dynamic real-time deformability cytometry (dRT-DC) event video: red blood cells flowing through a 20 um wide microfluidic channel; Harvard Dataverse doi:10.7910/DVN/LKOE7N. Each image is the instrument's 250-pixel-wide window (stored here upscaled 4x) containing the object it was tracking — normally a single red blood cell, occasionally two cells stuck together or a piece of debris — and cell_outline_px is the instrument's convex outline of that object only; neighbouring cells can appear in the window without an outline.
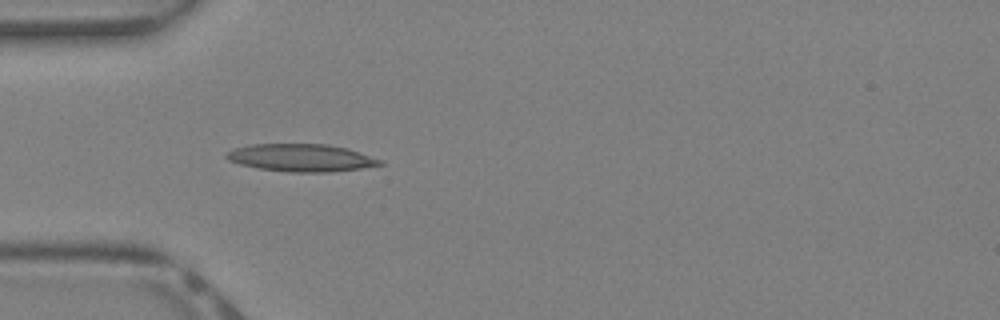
{"species": "Egyptian fruit bat (a non-hibernating species)", "species_latin": "Rousettus aegyptiacus", "temperature_condition": "warm", "stored_images_in_passage": 29, "camera_frame_rate_fps": 3000, "um_per_image_px": 0.085, "animal": {"sex": "female"}, "frame": {"image": 1, "passage_image": 1, "time_ms": 0.0, "image_size_px": [1000, 320], "cell_outline_px": [[384, 164], [360, 168], [332, 172], [288, 172], [260, 168], [240, 164], [228, 160], [224, 156], [228, 152], [236, 148], [248, 144], [328, 144], [348, 148], [384, 160]], "centroid_in_image_um": [25.64, 13.4], "position_along_channel_um": 59.4, "area_um2": 24.68}}
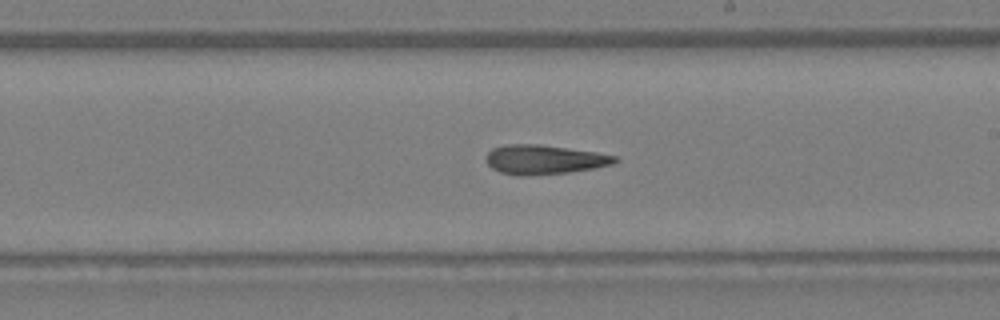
{"frame": {"image": 2, "passage_image": 12, "time_ms": 3.667, "image_size_px": [1000, 320], "cell_outline_px": [[620, 160], [612, 164], [596, 168], [568, 172], [500, 172], [492, 168], [484, 160], [488, 152], [492, 148], [504, 144], [540, 144], [596, 152], [616, 156]], "centroid_in_image_um": [46.3, 13.5], "position_along_channel_um": 242.7, "area_um2": 21.1}}
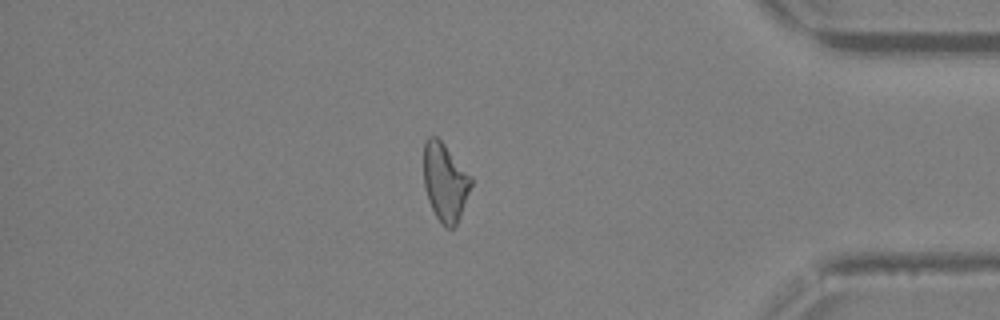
{"frame": {"image": 3, "passage_image": 23, "time_ms": 7.333, "image_size_px": [1000, 320], "cell_outline_px": [[472, 184], [456, 224], [452, 228], [444, 228], [436, 216], [428, 200], [424, 188], [424, 144], [428, 136], [436, 136], [444, 144], [472, 176]], "centroid_in_image_um": [37.82, 15.46], "position_along_channel_um": 397.4, "area_um2": 21.39}}